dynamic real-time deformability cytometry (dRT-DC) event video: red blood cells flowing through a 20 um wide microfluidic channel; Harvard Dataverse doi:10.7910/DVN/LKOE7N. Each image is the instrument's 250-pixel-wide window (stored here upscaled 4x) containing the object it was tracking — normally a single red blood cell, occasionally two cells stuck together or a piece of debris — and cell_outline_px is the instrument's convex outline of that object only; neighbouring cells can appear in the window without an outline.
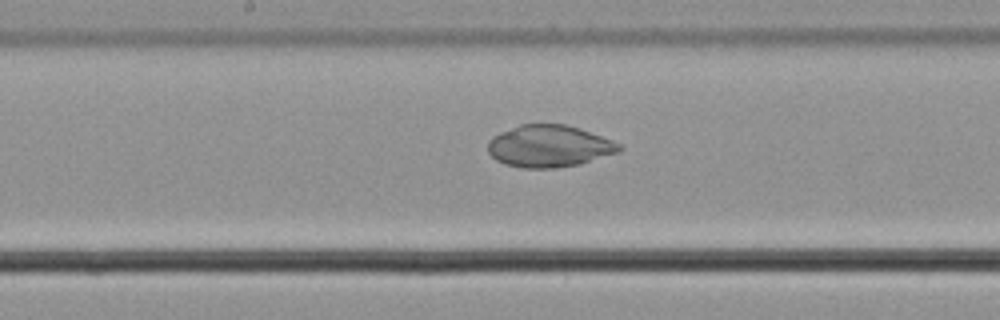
{"species": "common noctule bat (a hibernating species)", "species_latin": "Nyctalus noctula", "temperature_condition": "cold", "stored_images_in_passage": 43, "camera_frame_rate_fps": 3000, "um_per_image_px": 0.085, "animal": {"sex": "male", "body_mass_g": 21.5, "forearm_length_mm": 52.0}, "frame": {"image": 1, "passage_image": 17, "time_ms": 5.333, "image_size_px": [1000, 320], "cell_outline_px": [[624, 148], [620, 152], [580, 164], [552, 168], [520, 168], [504, 164], [496, 160], [488, 152], [488, 140], [492, 136], [500, 132], [520, 124], [564, 124], [580, 128], [612, 140], [620, 144]], "centroid_in_image_um": [46.68, 12.42], "position_along_channel_um": 201.5, "area_um2": 32.37}}
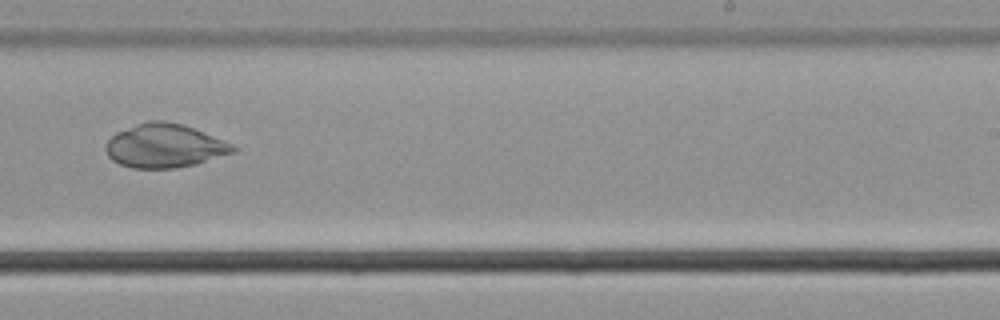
{"frame": {"image": 2, "passage_image": 23, "time_ms": 7.333, "image_size_px": [1000, 320], "cell_outline_px": [[236, 148], [232, 152], [196, 164], [176, 168], [132, 168], [120, 164], [112, 160], [108, 156], [104, 148], [104, 144], [116, 132], [136, 124], [148, 120], [164, 120], [184, 124], [224, 140], [232, 144]], "centroid_in_image_um": [13.94, 12.38], "position_along_channel_um": 275.1, "area_um2": 32.43}}
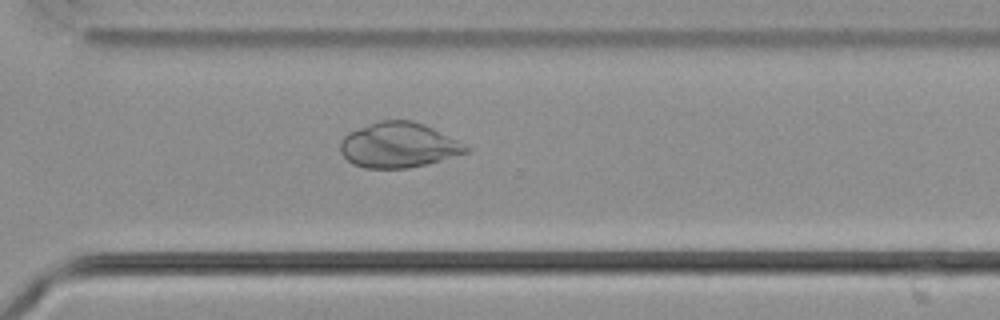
{"frame": {"image": 3, "passage_image": 28, "time_ms": 9.0, "image_size_px": [1000, 320], "cell_outline_px": [[472, 148], [468, 152], [428, 164], [408, 168], [364, 168], [352, 164], [340, 152], [340, 144], [344, 136], [348, 132], [380, 120], [412, 120], [424, 124]], "centroid_in_image_um": [33.86, 12.34], "position_along_channel_um": 336.7, "area_um2": 32.95}}